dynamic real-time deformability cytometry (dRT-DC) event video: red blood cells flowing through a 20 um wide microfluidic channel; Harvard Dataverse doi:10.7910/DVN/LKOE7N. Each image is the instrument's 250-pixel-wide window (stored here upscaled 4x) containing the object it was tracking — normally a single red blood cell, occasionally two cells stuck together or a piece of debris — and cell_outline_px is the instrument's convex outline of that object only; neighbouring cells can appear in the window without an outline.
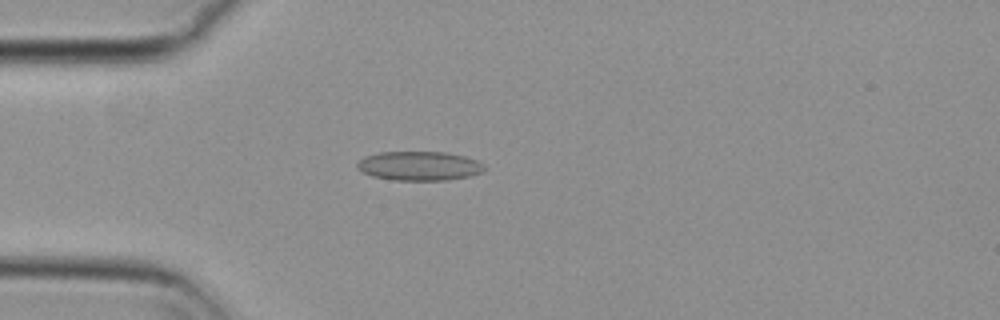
{"species": "common noctule bat (a hibernating species)", "species_latin": "Nyctalus noctula", "temperature_condition": "cold", "stored_images_in_passage": 35, "camera_frame_rate_fps": 3000, "um_per_image_px": 0.085, "animal": {"sex": "female", "body_mass_g": 29.2, "forearm_length_mm": 56.3}, "frame": {"image": 1, "passage_image": 6, "time_ms": 1.667, "image_size_px": [1000, 320], "cell_outline_px": [[488, 168], [484, 172], [468, 176], [444, 180], [396, 180], [372, 176], [356, 168], [356, 164], [364, 156], [380, 152], [448, 152], [464, 156], [476, 160], [484, 164]], "centroid_in_image_um": [35.66, 14.09], "position_along_channel_um": 49.3, "area_um2": 21.68}}
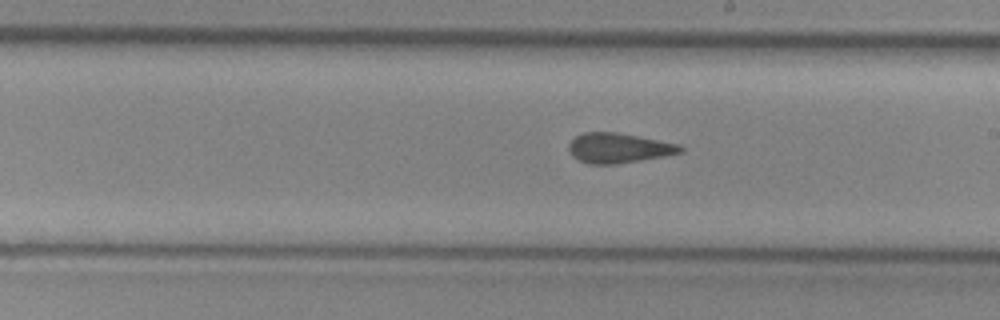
{"frame": {"image": 2, "passage_image": 22, "time_ms": 7.0, "image_size_px": [1000, 320], "cell_outline_px": [[684, 152], [664, 156], [616, 164], [588, 164], [572, 156], [568, 148], [568, 144], [576, 136], [584, 132], [616, 132], [680, 144], [684, 148]], "centroid_in_image_um": [52.59, 12.58], "position_along_channel_um": 236.4, "area_um2": 19.42}}
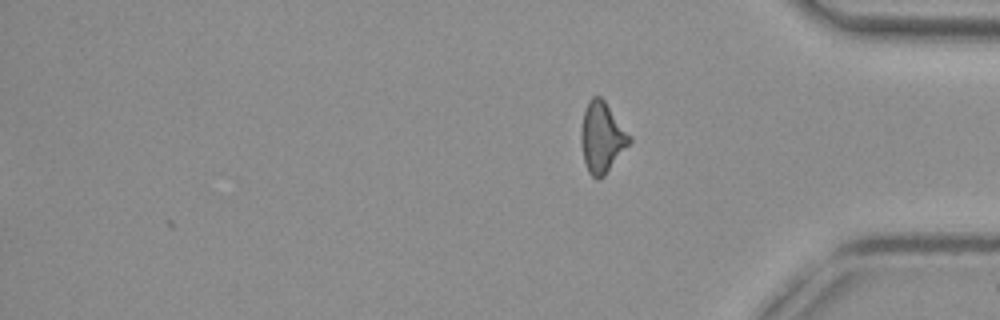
{"frame": {"image": 3, "passage_image": 35, "time_ms": 11.333, "image_size_px": [1000, 320], "cell_outline_px": [[632, 140], [604, 176], [600, 180], [596, 180], [588, 172], [584, 160], [580, 140], [580, 132], [584, 112], [588, 100], [592, 96], [600, 96], [604, 100], [632, 136]], "centroid_in_image_um": [51.16, 11.68], "position_along_channel_um": 384.0, "area_um2": 19.94}, "authors_computed_cell_mechanics": {"area_um2": 19.941, "velocity_mm_per_s": 3.7358, "shape_relaxation_time_tau1_ms": null, "shape_relaxation_time_tau2_ms": 1.8929, "deformation_change_tau1": null, "deformation_change_tau2": 0.1051}}